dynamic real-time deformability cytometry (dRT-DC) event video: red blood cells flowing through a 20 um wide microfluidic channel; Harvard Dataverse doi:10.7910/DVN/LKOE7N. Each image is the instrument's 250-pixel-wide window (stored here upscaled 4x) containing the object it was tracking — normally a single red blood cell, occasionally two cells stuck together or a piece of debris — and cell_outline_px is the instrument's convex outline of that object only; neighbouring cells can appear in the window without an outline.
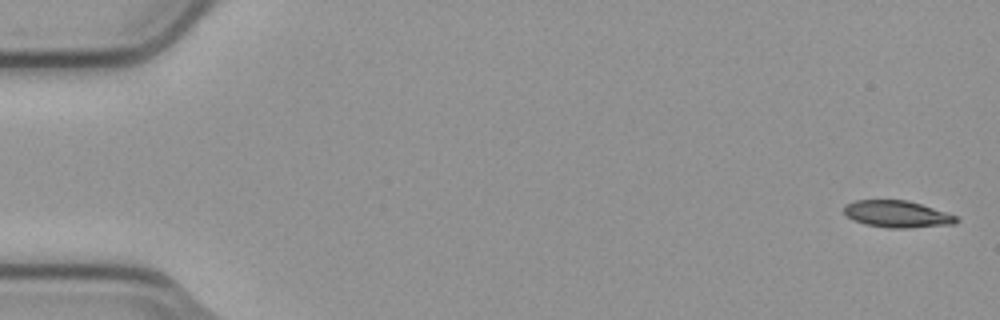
{"species": "common noctule bat (a hibernating species)", "species_latin": "Nyctalus noctula", "temperature_condition": "cold", "stored_images_in_passage": 6, "camera_frame_rate_fps": 3000, "um_per_image_px": 0.085, "animal": {"sex": "male", "body_mass_g": 23.1, "forearm_length_mm": 52.7}, "frame": {"image": 1, "passage_image": 1, "time_ms": 0.0, "image_size_px": [1000, 320], "cell_outline_px": [[960, 220], [956, 224], [904, 228], [888, 228], [864, 224], [848, 216], [844, 212], [844, 208], [848, 204], [856, 200], [908, 200], [956, 216]], "centroid_in_image_um": [76.28, 18.2], "position_along_channel_um": 8.7, "area_um2": 17.28}}
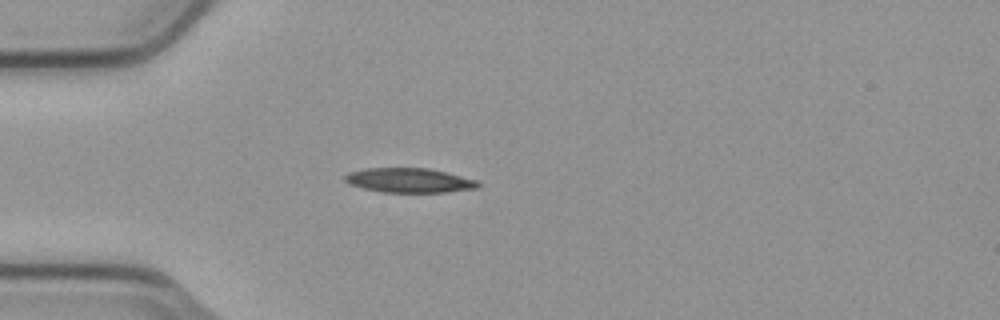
{"frame": {"image": 2, "passage_image": 5, "time_ms": 1.333, "image_size_px": [1000, 320], "cell_outline_px": [[480, 188], [448, 192], [384, 192], [364, 188], [352, 184], [344, 180], [344, 176], [348, 172], [364, 168], [428, 168], [476, 180], [480, 184]], "centroid_in_image_um": [34.79, 15.33], "position_along_channel_um": 50.2, "area_um2": 18.84}}